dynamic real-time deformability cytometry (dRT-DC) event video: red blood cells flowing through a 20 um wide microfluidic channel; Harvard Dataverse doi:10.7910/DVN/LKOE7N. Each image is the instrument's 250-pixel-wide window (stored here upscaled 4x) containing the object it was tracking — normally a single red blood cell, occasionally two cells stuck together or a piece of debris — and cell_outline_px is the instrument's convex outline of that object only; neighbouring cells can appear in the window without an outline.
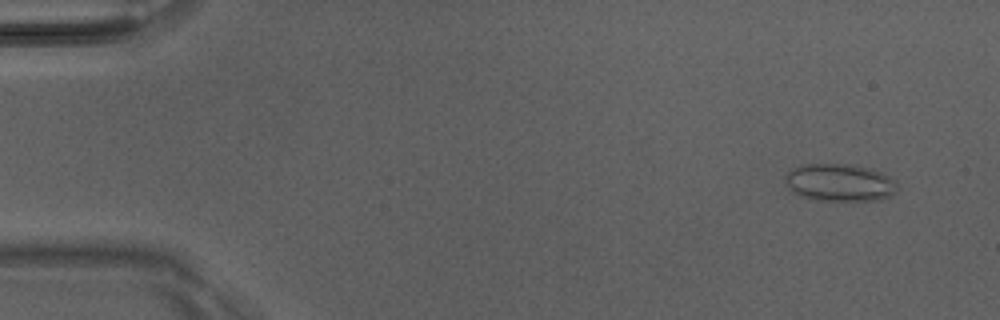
{"species": "Egyptian fruit bat (a non-hibernating species)", "species_latin": "Rousettus aegyptiacus", "temperature_condition": "room temperature", "stored_images_in_passage": 52, "camera_frame_rate_fps": 3000, "um_per_image_px": 0.085, "animal": {"sex": "male"}, "frame": {"image": 1, "passage_image": 4, "time_ms": 1.0, "image_size_px": [1000, 320], "cell_outline_px": [[896, 192], [880, 200], [816, 200], [800, 196], [792, 192], [784, 180], [784, 176], [792, 168], [800, 164], [852, 164], [868, 168], [880, 172], [896, 180]], "centroid_in_image_um": [71.33, 15.51], "position_along_channel_um": 13.7, "area_um2": 24.57}}
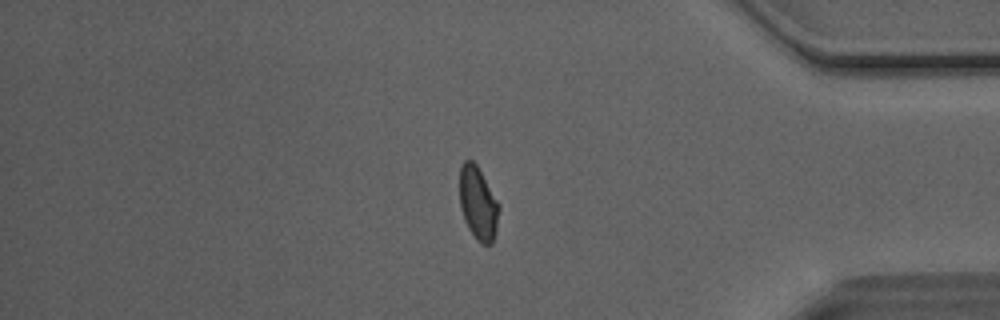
{"frame": {"image": 2, "passage_image": 43, "time_ms": 14.0, "image_size_px": [1000, 320], "cell_outline_px": [[500, 208], [496, 232], [492, 244], [480, 244], [476, 240], [468, 228], [464, 220], [460, 208], [460, 168], [464, 160], [472, 160], [476, 164], [500, 204]], "centroid_in_image_um": [40.65, 17.31], "position_along_channel_um": 394.6, "area_um2": 16.99}}
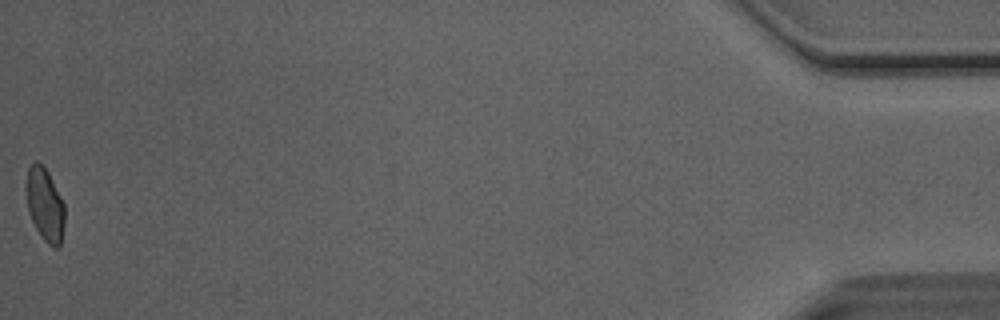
{"frame": {"image": 3, "passage_image": 51, "time_ms": 16.667, "image_size_px": [1000, 320], "cell_outline_px": [[64, 224], [60, 248], [52, 248], [44, 240], [36, 228], [28, 212], [24, 184], [28, 168], [36, 160], [40, 160], [48, 172], [64, 204]], "centroid_in_image_um": [3.79, 17.37], "position_along_channel_um": 431.4, "area_um2": 16.7}}